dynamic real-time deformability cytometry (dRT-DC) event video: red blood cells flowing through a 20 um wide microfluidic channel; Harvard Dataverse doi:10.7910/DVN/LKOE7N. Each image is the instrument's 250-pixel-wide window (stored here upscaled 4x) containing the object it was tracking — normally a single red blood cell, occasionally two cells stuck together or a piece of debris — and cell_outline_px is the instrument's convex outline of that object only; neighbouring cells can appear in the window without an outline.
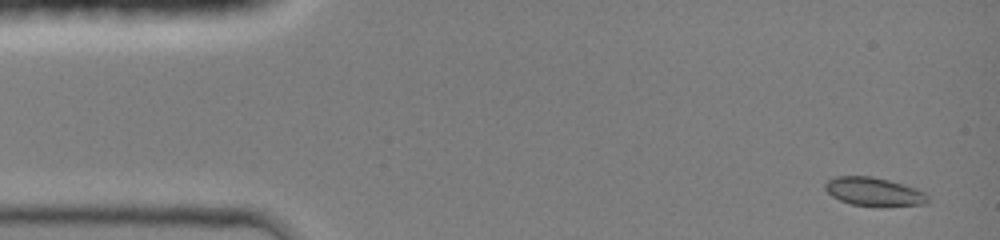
{"species": "common noctule bat (a hibernating species)", "species_latin": "Nyctalus noctula", "temperature_condition": "room temperature", "stored_images_in_passage": 30, "camera_frame_rate_fps": 3000, "um_per_image_px": 0.085, "animal": {"sex": "female", "body_mass_g": 19.0, "forearm_length_mm": 51.5}, "frame": {"image": 1, "passage_image": 1, "time_ms": 0.0, "image_size_px": [1000, 240], "cell_outline_px": [[928, 200], [924, 204], [884, 208], [876, 208], [852, 204], [840, 200], [832, 196], [824, 188], [824, 184], [828, 180], [836, 176], [872, 176], [904, 184], [916, 188], [924, 192], [928, 196]], "centroid_in_image_um": [74.3, 16.32], "position_along_channel_um": 10.7, "area_um2": 17.51}}
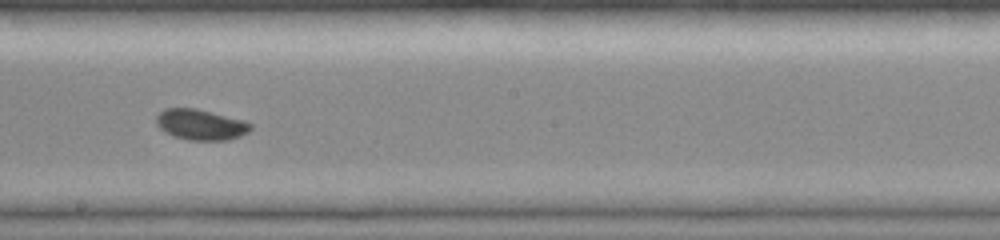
{"frame": {"image": 2, "passage_image": 16, "time_ms": 7.667, "image_size_px": [1000, 240], "cell_outline_px": [[252, 128], [248, 132], [240, 136], [228, 140], [188, 140], [172, 136], [164, 132], [156, 124], [156, 116], [164, 108], [196, 108], [244, 120], [252, 124]], "centroid_in_image_um": [17.05, 10.59], "position_along_channel_um": 231.2, "area_um2": 16.99}}
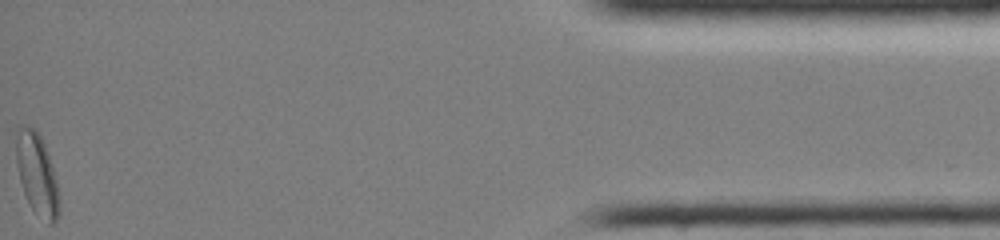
{"frame": {"image": 3, "passage_image": 30, "time_ms": 14.333, "image_size_px": [1000, 240], "cell_outline_px": [[60, 212], [56, 220], [52, 224], [48, 224], [32, 208], [24, 192], [20, 180], [16, 164], [12, 132], [24, 124], [32, 128], [40, 136], [44, 144], [56, 180], [60, 204]], "centroid_in_image_um": [3.09, 14.75], "position_along_channel_um": 432.1, "area_um2": 20.63}, "authors_computed_cell_mechanics": {"area_um2": 16.9354, "velocity_mm_per_s": 4.2601, "shape_relaxation_time_tau1_ms": 2.9249, "shape_relaxation_time_tau2_ms": null, "deformation_change_tau1": 0.1023, "deformation_change_tau2": null}}